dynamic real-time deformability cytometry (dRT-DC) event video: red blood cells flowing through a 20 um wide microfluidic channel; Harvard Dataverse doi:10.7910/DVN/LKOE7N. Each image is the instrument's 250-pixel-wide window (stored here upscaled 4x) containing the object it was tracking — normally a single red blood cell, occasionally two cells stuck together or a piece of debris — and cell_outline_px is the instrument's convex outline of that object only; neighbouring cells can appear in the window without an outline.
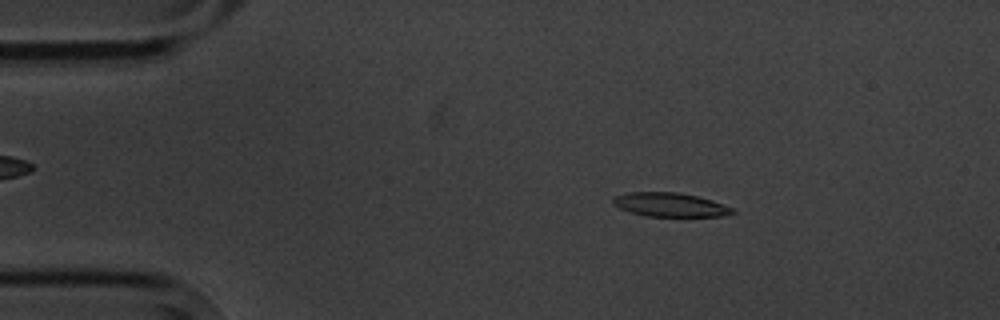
{"species": "common noctule bat (a hibernating species)", "species_latin": "Nyctalus noctula", "temperature_condition": "cold", "stored_images_in_passage": 4, "camera_frame_rate_fps": 3000, "um_per_image_px": 0.085, "animal": {"sex": "male", "body_mass_g": 20.1, "forearm_length_mm": 53.5}, "frame": {"image": 1, "passage_image": 2, "time_ms": 1.0, "image_size_px": [1000, 320], "cell_outline_px": [[736, 212], [728, 216], [648, 216], [632, 212], [620, 208], [612, 204], [612, 196], [628, 192], [680, 192], [712, 200], [724, 204], [732, 208]], "centroid_in_image_um": [56.96, 17.39], "position_along_channel_um": 28.0, "area_um2": 16.7}}
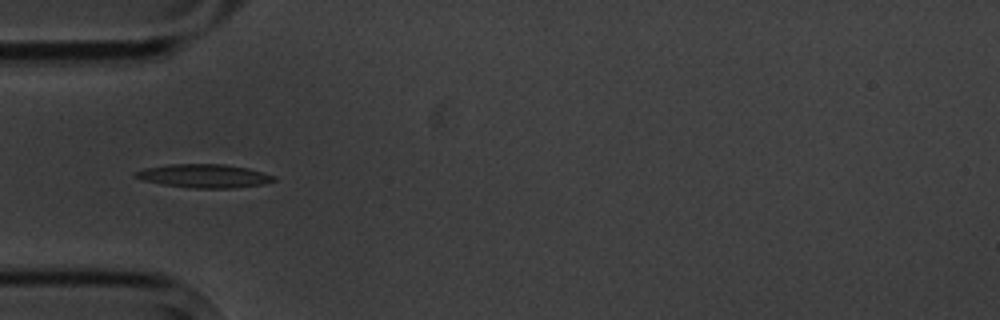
{"frame": {"image": 2, "passage_image": 4, "time_ms": 3.667, "image_size_px": [1000, 320], "cell_outline_px": [[276, 180], [264, 184], [232, 188], [196, 188], [164, 184], [144, 180], [132, 176], [132, 172], [144, 168], [168, 164], [224, 164], [248, 168], [264, 172], [276, 176]], "centroid_in_image_um": [17.36, 14.94], "position_along_channel_um": 67.6, "area_um2": 19.02}}